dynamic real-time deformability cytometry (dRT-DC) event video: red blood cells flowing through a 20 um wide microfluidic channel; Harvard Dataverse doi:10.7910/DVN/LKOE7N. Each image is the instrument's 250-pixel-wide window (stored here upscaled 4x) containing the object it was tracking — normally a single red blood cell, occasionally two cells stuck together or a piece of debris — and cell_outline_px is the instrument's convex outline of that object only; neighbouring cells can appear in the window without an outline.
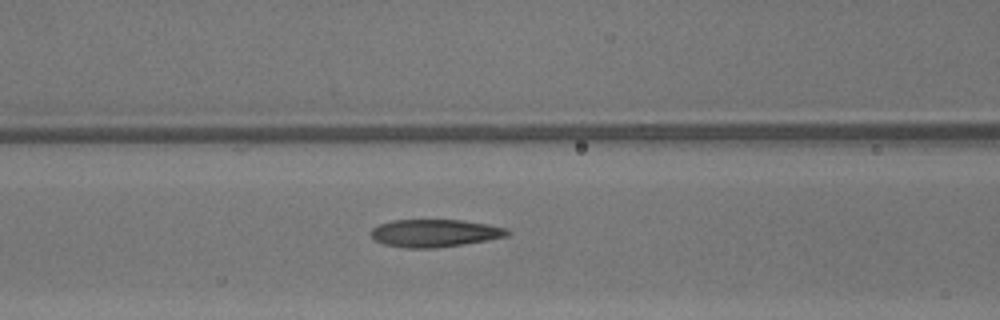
{"species": "common noctule bat (a hibernating species)", "species_latin": "Nyctalus noctula", "temperature_condition": "warm", "stored_images_in_passage": 44, "camera_frame_rate_fps": 3000, "um_per_image_px": 0.085, "animal": {"sex": "male", "body_mass_g": 13.3}, "frame": {"image": 1, "passage_image": 20, "time_ms": 6.333, "image_size_px": [1000, 320], "cell_outline_px": [[512, 232], [508, 236], [464, 244], [436, 248], [404, 248], [384, 244], [376, 240], [368, 232], [372, 228], [380, 224], [392, 220], [464, 220], [488, 224], [504, 228]], "centroid_in_image_um": [36.94, 19.81], "position_along_channel_um": 129.7, "area_um2": 22.02}}
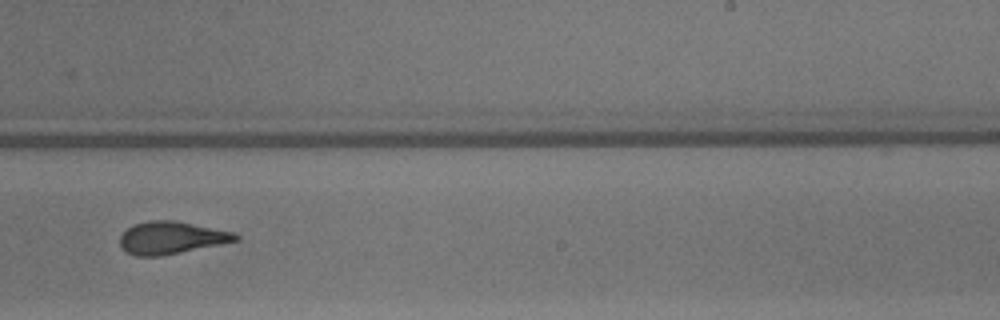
{"frame": {"image": 2, "passage_image": 30, "time_ms": 9.667, "image_size_px": [1000, 320], "cell_outline_px": [[240, 240], [160, 256], [136, 256], [120, 248], [120, 236], [132, 224], [148, 220], [176, 220], [232, 232], [240, 236]], "centroid_in_image_um": [14.53, 20.2], "position_along_channel_um": 274.5, "area_um2": 21.79}}
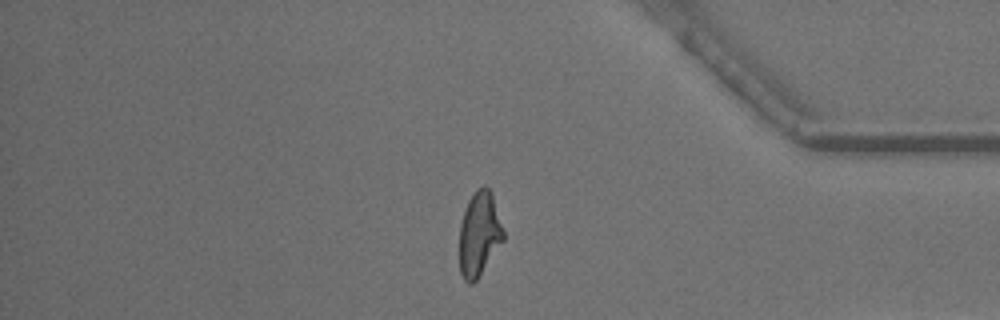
{"frame": {"image": 3, "passage_image": 40, "time_ms": 13.0, "image_size_px": [1000, 320], "cell_outline_px": [[504, 240], [476, 280], [472, 284], [468, 284], [464, 280], [460, 272], [460, 224], [468, 200], [476, 188], [484, 184], [492, 192], [504, 232]], "centroid_in_image_um": [40.74, 19.86], "position_along_channel_um": 394.5, "area_um2": 21.62}}